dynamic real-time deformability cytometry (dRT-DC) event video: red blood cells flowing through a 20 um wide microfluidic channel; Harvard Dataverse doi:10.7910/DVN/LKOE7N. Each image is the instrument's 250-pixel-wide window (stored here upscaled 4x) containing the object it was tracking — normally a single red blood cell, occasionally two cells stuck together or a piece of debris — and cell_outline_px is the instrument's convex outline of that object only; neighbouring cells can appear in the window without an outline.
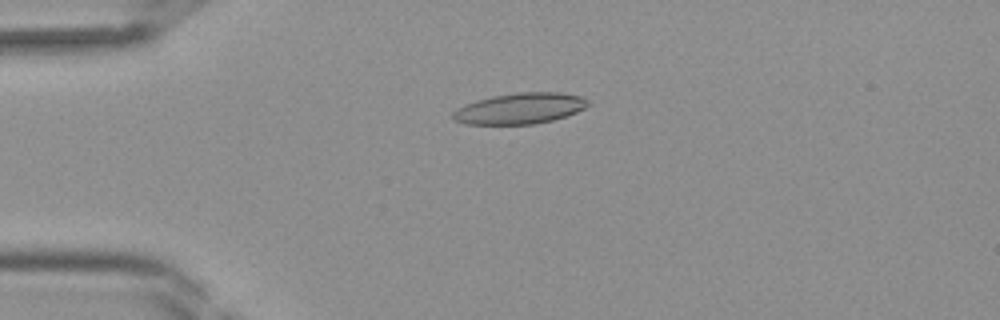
{"species": "Egyptian fruit bat (a non-hibernating species)", "species_latin": "Rousettus aegyptiacus", "temperature_condition": "room temperature", "stored_images_in_passage": 36, "camera_frame_rate_fps": 3000, "um_per_image_px": 0.085, "frame": {"image": 1, "passage_image": 5, "time_ms": 1.333, "image_size_px": [1000, 320], "cell_outline_px": [[592, 104], [576, 112], [552, 120], [536, 124], [464, 124], [452, 120], [452, 112], [456, 108], [464, 104], [476, 100], [492, 96], [516, 92], [560, 92], [580, 96], [588, 100]], "centroid_in_image_um": [44.16, 9.21], "position_along_channel_um": 40.8, "area_um2": 24.57}}
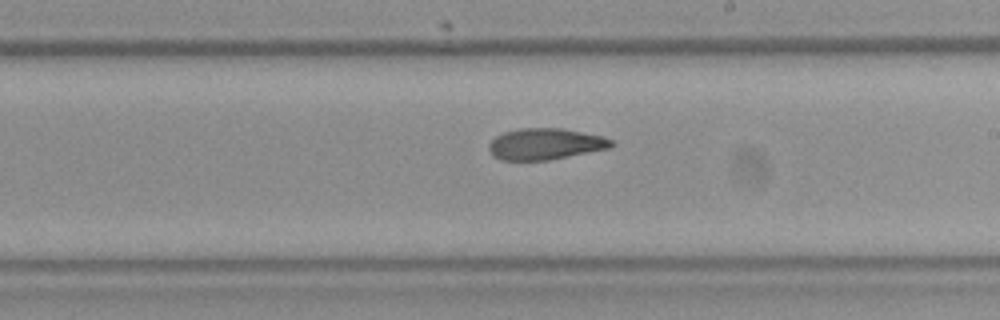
{"frame": {"image": 2, "passage_image": 19, "time_ms": 6.0, "image_size_px": [1000, 320], "cell_outline_px": [[616, 144], [612, 148], [548, 160], [500, 160], [492, 156], [488, 148], [488, 144], [496, 136], [504, 132], [520, 128], [564, 128], [604, 136], [612, 140]], "centroid_in_image_um": [46.38, 12.24], "position_along_channel_um": 242.6, "area_um2": 22.66}}
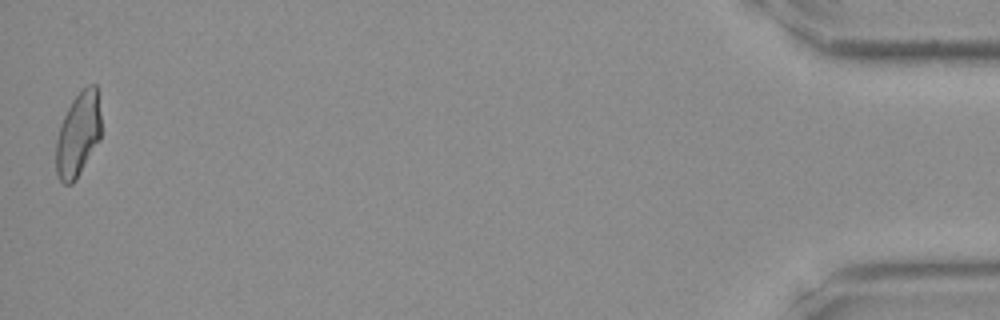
{"frame": {"image": 3, "passage_image": 36, "time_ms": 11.667, "image_size_px": [1000, 320], "cell_outline_px": [[100, 140], [76, 180], [72, 184], [64, 184], [56, 176], [56, 140], [60, 124], [72, 100], [88, 84], [96, 84], [100, 116]], "centroid_in_image_um": [6.63, 11.47], "position_along_channel_um": 428.6, "area_um2": 22.14}}